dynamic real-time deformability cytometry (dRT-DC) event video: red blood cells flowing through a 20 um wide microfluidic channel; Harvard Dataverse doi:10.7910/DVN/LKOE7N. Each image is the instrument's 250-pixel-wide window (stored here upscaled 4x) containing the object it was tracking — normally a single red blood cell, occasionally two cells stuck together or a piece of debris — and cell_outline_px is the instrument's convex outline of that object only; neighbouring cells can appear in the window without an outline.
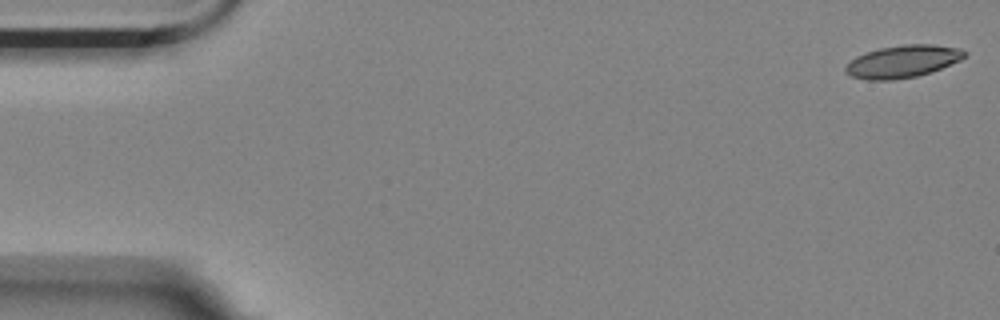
{"species": "Egyptian fruit bat (a non-hibernating species)", "species_latin": "Rousettus aegyptiacus", "temperature_condition": "room temperature", "stored_images_in_passage": 15, "camera_frame_rate_fps": 3000, "um_per_image_px": 0.085, "animal": {"sex": "female"}, "frame": {"image": 1, "passage_image": 1, "time_ms": 0.0, "image_size_px": [1000, 320], "cell_outline_px": [[968, 52], [960, 60], [932, 72], [916, 76], [892, 80], [868, 80], [852, 76], [844, 72], [844, 68], [856, 56], [880, 48], [904, 44], [932, 44], [960, 48]], "centroid_in_image_um": [76.74, 5.22], "position_along_channel_um": 8.3, "area_um2": 22.37}}
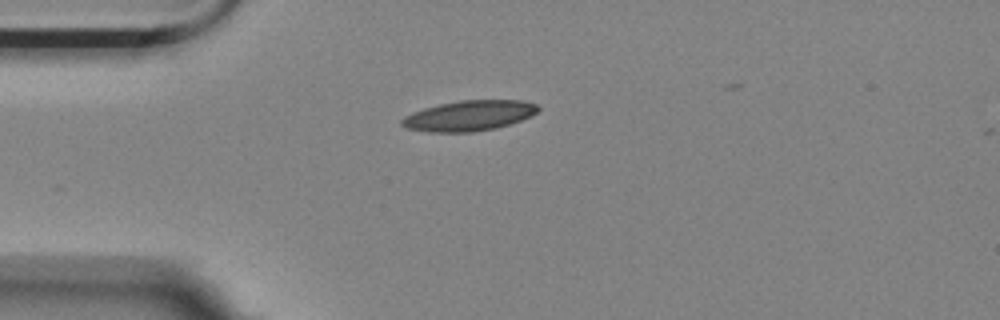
{"frame": {"image": 2, "passage_image": 14, "time_ms": 4.333, "image_size_px": [1000, 320], "cell_outline_px": [[540, 108], [536, 112], [520, 120], [496, 128], [472, 132], [428, 132], [408, 128], [400, 124], [400, 120], [404, 116], [412, 112], [424, 108], [440, 104], [460, 100], [524, 100], [536, 104]], "centroid_in_image_um": [39.84, 9.83], "position_along_channel_um": 45.2, "area_um2": 23.99}}